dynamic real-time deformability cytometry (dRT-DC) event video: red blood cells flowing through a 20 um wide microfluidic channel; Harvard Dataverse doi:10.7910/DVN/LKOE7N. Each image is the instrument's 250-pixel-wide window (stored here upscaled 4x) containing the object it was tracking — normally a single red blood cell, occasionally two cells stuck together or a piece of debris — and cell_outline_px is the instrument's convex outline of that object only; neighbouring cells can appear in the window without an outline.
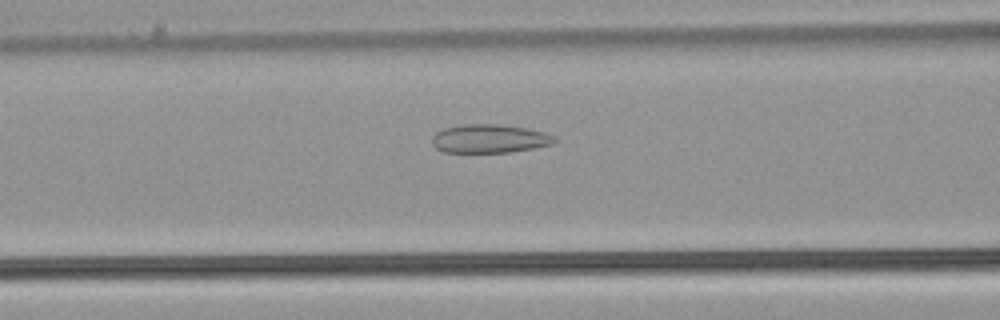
{"species": "common noctule bat (a hibernating species)", "species_latin": "Nyctalus noctula", "temperature_condition": "warm", "stored_images_in_passage": 36, "camera_frame_rate_fps": 3000, "um_per_image_px": 0.085, "animal": {"sex": "male", "body_mass_g": 21.5, "forearm_length_mm": 52.0}, "frame": {"image": 1, "passage_image": 12, "time_ms": 3.667, "image_size_px": [1000, 320], "cell_outline_px": [[556, 140], [552, 144], [536, 148], [512, 152], [444, 152], [436, 148], [432, 144], [432, 136], [436, 132], [444, 128], [460, 124], [496, 124], [528, 128], [544, 132], [556, 136]], "centroid_in_image_um": [41.62, 11.78], "position_along_channel_um": 125.0, "area_um2": 20.58}}
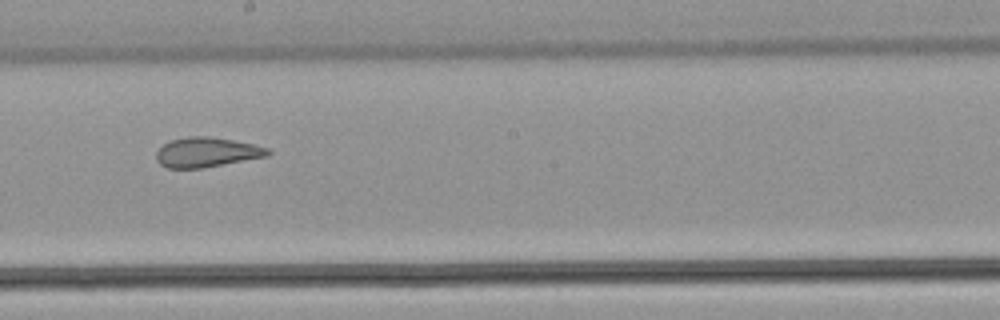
{"frame": {"image": 2, "passage_image": 20, "time_ms": 6.333, "image_size_px": [1000, 320], "cell_outline_px": [[272, 152], [268, 156], [200, 168], [168, 168], [160, 164], [156, 160], [156, 152], [164, 144], [172, 140], [188, 136], [208, 136], [232, 140], [252, 144], [268, 148]], "centroid_in_image_um": [17.56, 12.94], "position_along_channel_um": 230.6, "area_um2": 19.13}}
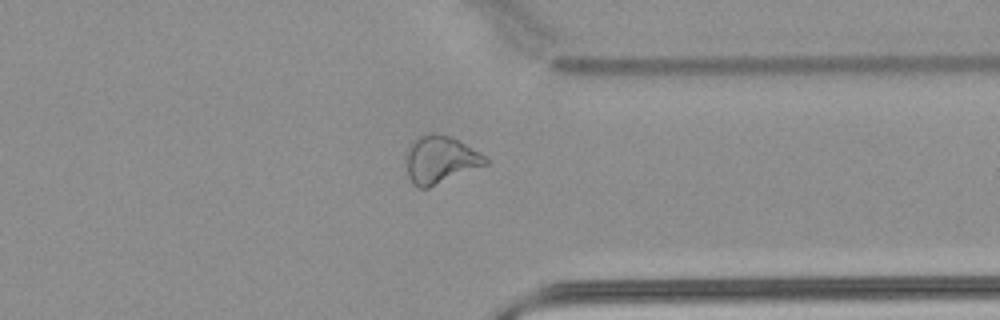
{"frame": {"image": 3, "passage_image": 31, "time_ms": 10.0, "image_size_px": [1000, 320], "cell_outline_px": [[488, 164], [428, 188], [420, 188], [412, 184], [408, 176], [408, 148], [420, 136], [432, 132], [448, 136], [480, 152], [488, 160]], "centroid_in_image_um": [37.44, 13.59], "position_along_channel_um": 374.0, "area_um2": 21.39}}